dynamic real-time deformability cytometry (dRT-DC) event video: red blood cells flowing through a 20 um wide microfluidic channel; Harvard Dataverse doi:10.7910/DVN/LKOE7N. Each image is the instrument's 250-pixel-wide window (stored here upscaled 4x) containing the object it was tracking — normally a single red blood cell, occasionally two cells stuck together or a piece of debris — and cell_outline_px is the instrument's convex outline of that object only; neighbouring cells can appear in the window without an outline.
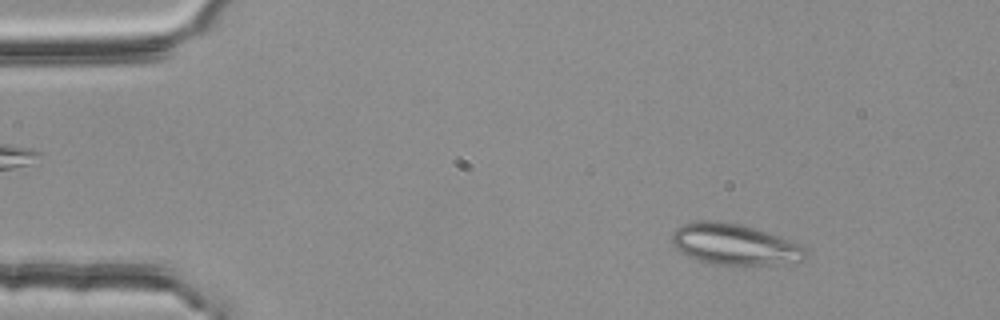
{"species": "common noctule bat (a hibernating species)", "species_latin": "Nyctalus noctula", "temperature_condition": "room temperature", "stored_images_in_passage": 52, "segment_of_instrument_passage": [1, 2], "camera_frame_rate_fps": 3000, "um_per_image_px": 0.085, "animal": {"sex": "female", "body_mass_g": 25.1}, "frame": {"image": 1, "passage_image": 7, "time_ms": 2.0, "image_size_px": [1000, 320], "cell_outline_px": [[804, 260], [776, 264], [732, 268], [712, 264], [688, 256], [680, 252], [676, 248], [672, 240], [672, 232], [680, 224], [700, 220], [712, 220], [740, 224], [792, 240], [804, 248]], "centroid_in_image_um": [62.39, 20.8], "position_along_channel_um": 22.6, "area_um2": 32.48}}